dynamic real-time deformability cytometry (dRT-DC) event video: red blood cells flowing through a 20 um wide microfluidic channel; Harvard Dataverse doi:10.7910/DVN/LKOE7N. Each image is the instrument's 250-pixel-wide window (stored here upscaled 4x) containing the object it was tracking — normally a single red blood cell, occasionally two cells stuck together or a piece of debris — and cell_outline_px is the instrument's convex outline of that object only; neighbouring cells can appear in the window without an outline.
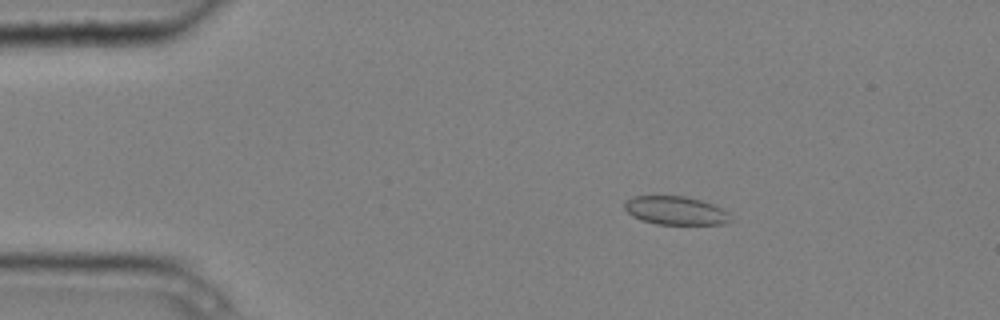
{"species": "common noctule bat (a hibernating species)", "species_latin": "Nyctalus noctula", "temperature_condition": "cold", "stored_images_in_passage": 5, "camera_frame_rate_fps": 3000, "um_per_image_px": 0.085, "animal": {"sex": "male", "body_mass_g": 20.4}, "frame": {"image": 1, "passage_image": 2, "time_ms": 0.333, "image_size_px": [1000, 320], "cell_outline_px": [[732, 220], [724, 224], [656, 224], [632, 216], [624, 208], [624, 204], [632, 196], [684, 196], [700, 200], [712, 204], [728, 212]], "centroid_in_image_um": [57.43, 17.9], "position_along_channel_um": 27.6, "area_um2": 17.4}}
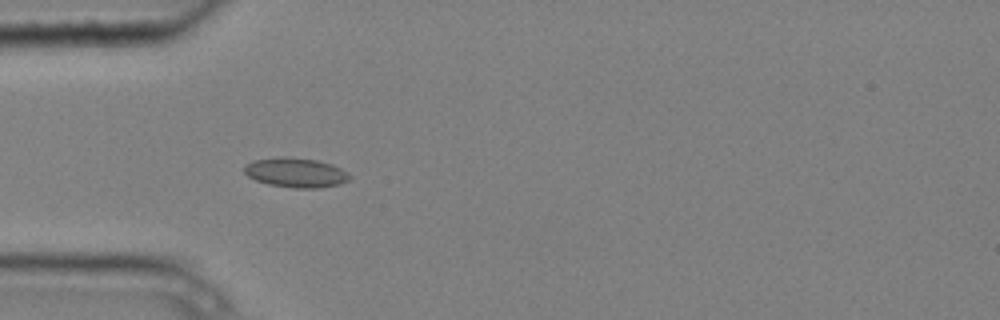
{"frame": {"image": 2, "passage_image": 4, "time_ms": 1.0, "image_size_px": [1000, 320], "cell_outline_px": [[352, 176], [348, 180], [340, 184], [320, 188], [296, 188], [268, 184], [256, 180], [248, 176], [244, 172], [244, 164], [256, 160], [316, 160], [332, 164], [348, 172]], "centroid_in_image_um": [25.21, 14.73], "position_along_channel_um": 59.8, "area_um2": 17.28}}
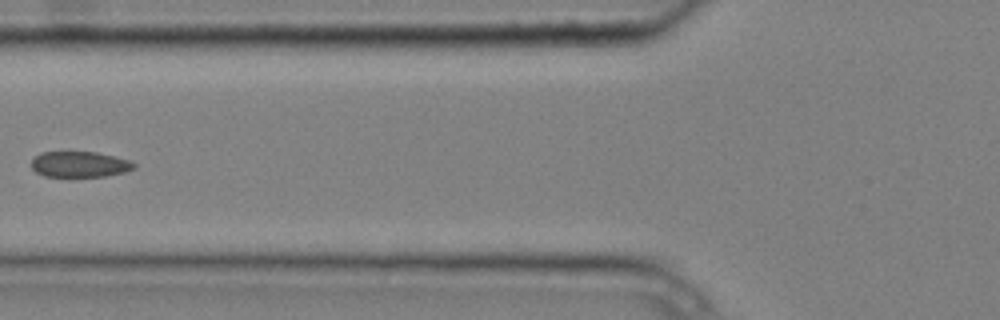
{"frame": {"image": 3, "passage_image": 5, "time_ms": 1.333, "image_size_px": [1000, 320], "cell_outline_px": [[136, 168], [124, 172], [104, 176], [44, 176], [36, 172], [32, 168], [32, 160], [40, 152], [96, 152], [128, 160], [136, 164]], "centroid_in_image_um": [6.76, 13.96], "position_along_channel_um": 119.0, "area_um2": 15.2}}